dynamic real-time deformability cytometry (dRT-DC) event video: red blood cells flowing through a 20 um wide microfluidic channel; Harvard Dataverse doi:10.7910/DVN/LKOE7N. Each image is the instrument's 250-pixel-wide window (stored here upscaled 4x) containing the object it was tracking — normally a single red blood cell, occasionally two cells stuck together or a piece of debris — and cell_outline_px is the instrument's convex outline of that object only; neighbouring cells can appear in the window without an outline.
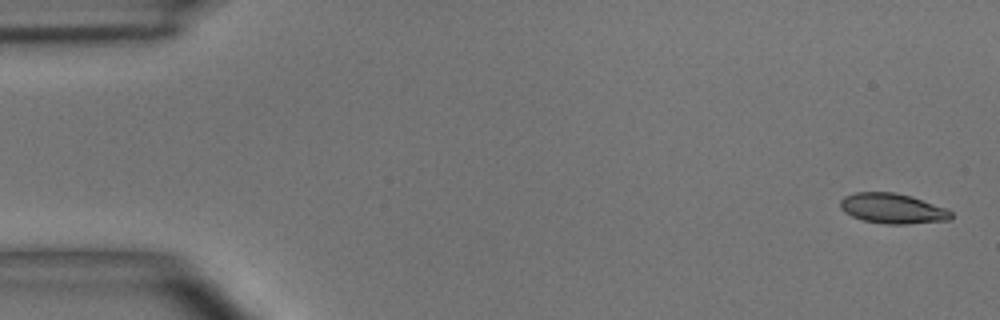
{"species": "common noctule bat (a hibernating species)", "species_latin": "Nyctalus noctula", "temperature_condition": "room temperature", "stored_images_in_passage": 5, "camera_frame_rate_fps": 3000, "um_per_image_px": 0.085, "animal": {"sex": "male", "body_mass_g": 15.6}, "frame": {"image": 1, "passage_image": 1, "time_ms": 0.0, "image_size_px": [1000, 320], "cell_outline_px": [[952, 220], [908, 224], [884, 224], [864, 220], [852, 216], [844, 212], [840, 208], [840, 200], [844, 196], [856, 192], [892, 192], [908, 196], [944, 208], [952, 212]], "centroid_in_image_um": [75.83, 17.73], "position_along_channel_um": 9.2, "area_um2": 19.25}}